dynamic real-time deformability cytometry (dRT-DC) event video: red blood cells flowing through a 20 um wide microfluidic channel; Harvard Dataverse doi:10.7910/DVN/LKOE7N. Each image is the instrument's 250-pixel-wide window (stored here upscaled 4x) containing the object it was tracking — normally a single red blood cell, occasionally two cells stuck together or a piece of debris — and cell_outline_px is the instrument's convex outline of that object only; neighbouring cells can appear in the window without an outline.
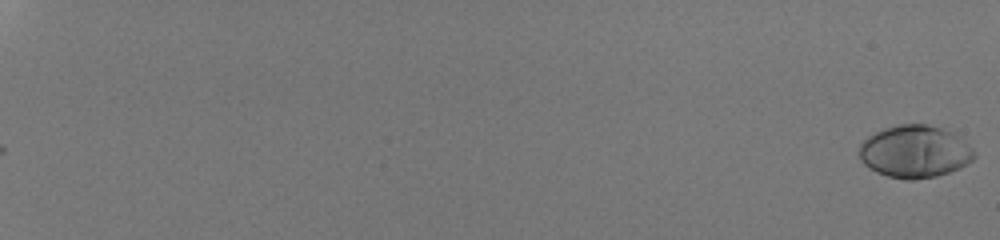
{"species": "human", "species_latin": "Homo sapiens", "temperature_condition": "room temperature", "stored_images_in_passage": 25, "camera_frame_rate_fps": 3000, "um_per_image_px": 0.085, "donor": {"sex": "male"}, "frame": {"image": 1, "passage_image": 1, "time_ms": 0.0, "image_size_px": [1000, 240], "cell_outline_px": [[976, 156], [972, 160], [960, 168], [936, 176], [912, 180], [904, 180], [888, 176], [876, 172], [868, 168], [860, 160], [860, 144], [868, 136], [884, 128], [900, 124], [928, 124], [952, 132], [968, 144], [972, 148]], "centroid_in_image_um": [77.74, 12.89], "position_along_channel_um": 7.3, "area_um2": 35.08}}
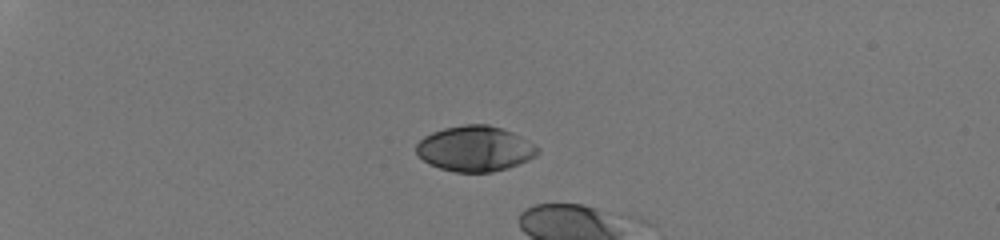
{"frame": {"image": 2, "passage_image": 19, "time_ms": 6.0, "image_size_px": [1000, 240], "cell_outline_px": [[540, 152], [536, 156], [528, 160], [508, 168], [492, 172], [456, 172], [440, 168], [428, 164], [416, 152], [416, 144], [424, 136], [432, 132], [444, 128], [464, 124], [488, 124], [512, 132], [536, 144], [540, 148]], "centroid_in_image_um": [40.4, 12.63], "position_along_channel_um": 44.6, "area_um2": 32.25}}